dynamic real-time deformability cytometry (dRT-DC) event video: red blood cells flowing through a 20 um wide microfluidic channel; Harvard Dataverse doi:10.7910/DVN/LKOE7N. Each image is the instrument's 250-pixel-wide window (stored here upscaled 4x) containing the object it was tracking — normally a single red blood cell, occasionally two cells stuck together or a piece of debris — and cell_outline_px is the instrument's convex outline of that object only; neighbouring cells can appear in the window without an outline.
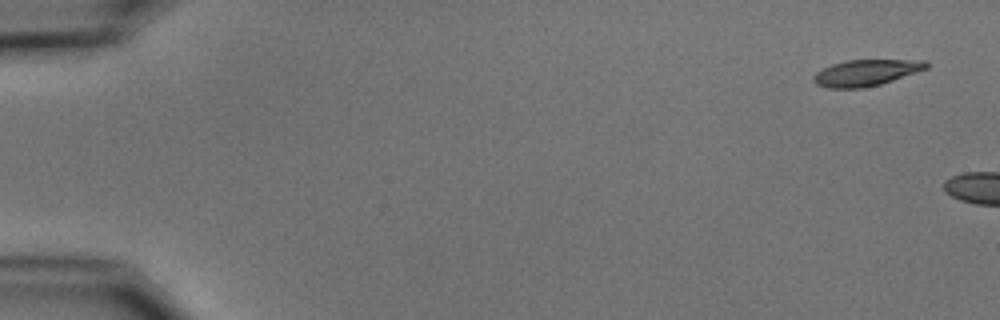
{"species": "common noctule bat (a hibernating species)", "species_latin": "Nyctalus noctula", "temperature_condition": "cold", "stored_images_in_passage": 3, "camera_frame_rate_fps": 3000, "um_per_image_px": 0.085, "animal": {"sex": "male", "body_mass_g": 15.6}, "frame": {"image": 1, "passage_image": 1, "time_ms": 0.0, "image_size_px": [1000, 320], "cell_outline_px": [[928, 68], [880, 84], [864, 88], [828, 88], [816, 84], [812, 80], [812, 76], [816, 72], [832, 64], [844, 60], [928, 60]], "centroid_in_image_um": [73.58, 6.18], "position_along_channel_um": 11.4, "area_um2": 17.22}}